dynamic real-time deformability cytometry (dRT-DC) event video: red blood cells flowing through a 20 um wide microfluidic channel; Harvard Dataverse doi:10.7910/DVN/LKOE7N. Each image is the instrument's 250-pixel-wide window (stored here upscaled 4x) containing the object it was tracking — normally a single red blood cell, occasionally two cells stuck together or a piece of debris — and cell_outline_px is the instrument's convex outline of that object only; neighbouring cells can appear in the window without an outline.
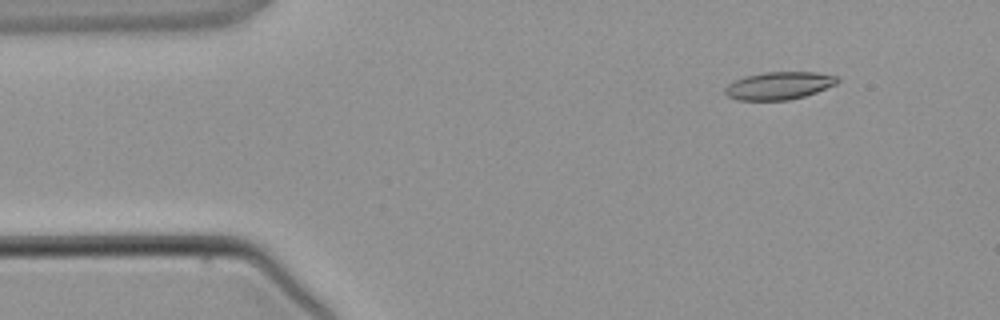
{"species": "common noctule bat (a hibernating species)", "species_latin": "Nyctalus noctula", "temperature_condition": "warm", "stored_images_in_passage": 3, "camera_frame_rate_fps": 3000, "um_per_image_px": 0.085, "animal": {"sex": "male", "body_mass_g": 21.5, "forearm_length_mm": 52.0}, "frame": {"image": 1, "passage_image": 1, "time_ms": 0.0, "image_size_px": [1000, 320], "cell_outline_px": [[840, 80], [836, 84], [816, 92], [804, 96], [788, 100], [736, 100], [728, 96], [724, 92], [724, 88], [728, 84], [744, 76], [764, 72], [816, 72], [836, 76]], "centroid_in_image_um": [66.2, 7.28], "position_along_channel_um": 18.8, "area_um2": 18.09}}
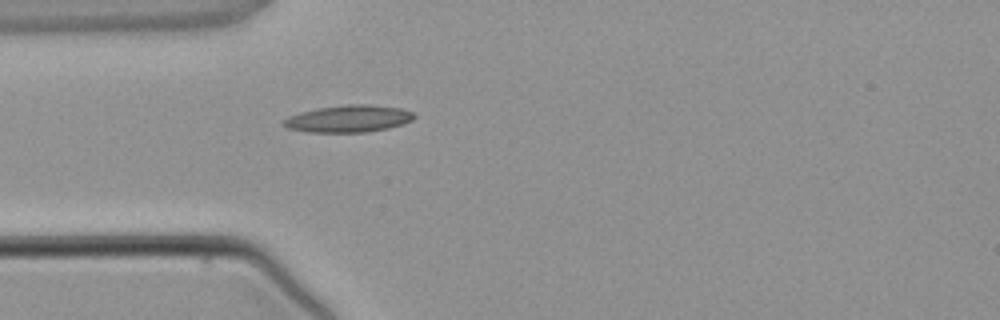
{"frame": {"image": 2, "passage_image": 3, "time_ms": 2.333, "image_size_px": [1000, 320], "cell_outline_px": [[416, 116], [412, 120], [404, 124], [388, 128], [364, 132], [308, 132], [288, 128], [280, 124], [288, 116], [300, 112], [316, 108], [348, 104], [368, 104], [400, 108], [412, 112]], "centroid_in_image_um": [29.61, 10.08], "position_along_channel_um": 55.4, "area_um2": 20.63}}